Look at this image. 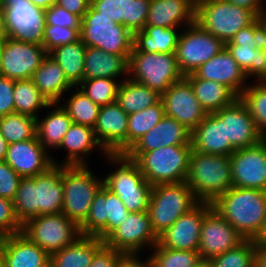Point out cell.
<instances>
[{
	"instance_id": "obj_38",
	"label": "cell",
	"mask_w": 266,
	"mask_h": 267,
	"mask_svg": "<svg viewBox=\"0 0 266 267\" xmlns=\"http://www.w3.org/2000/svg\"><path fill=\"white\" fill-rule=\"evenodd\" d=\"M160 100V95L145 84L130 78L120 81L116 102L129 115L144 110Z\"/></svg>"
},
{
	"instance_id": "obj_65",
	"label": "cell",
	"mask_w": 266,
	"mask_h": 267,
	"mask_svg": "<svg viewBox=\"0 0 266 267\" xmlns=\"http://www.w3.org/2000/svg\"><path fill=\"white\" fill-rule=\"evenodd\" d=\"M3 48H4V39H0V75L2 67Z\"/></svg>"
},
{
	"instance_id": "obj_54",
	"label": "cell",
	"mask_w": 266,
	"mask_h": 267,
	"mask_svg": "<svg viewBox=\"0 0 266 267\" xmlns=\"http://www.w3.org/2000/svg\"><path fill=\"white\" fill-rule=\"evenodd\" d=\"M123 252L117 251L104 244L94 255L89 267H116L118 261L124 256Z\"/></svg>"
},
{
	"instance_id": "obj_24",
	"label": "cell",
	"mask_w": 266,
	"mask_h": 267,
	"mask_svg": "<svg viewBox=\"0 0 266 267\" xmlns=\"http://www.w3.org/2000/svg\"><path fill=\"white\" fill-rule=\"evenodd\" d=\"M196 78L224 84L238 97L247 87L246 75L225 47L213 58L202 64L194 73Z\"/></svg>"
},
{
	"instance_id": "obj_63",
	"label": "cell",
	"mask_w": 266,
	"mask_h": 267,
	"mask_svg": "<svg viewBox=\"0 0 266 267\" xmlns=\"http://www.w3.org/2000/svg\"><path fill=\"white\" fill-rule=\"evenodd\" d=\"M5 236L0 234V267L4 264Z\"/></svg>"
},
{
	"instance_id": "obj_23",
	"label": "cell",
	"mask_w": 266,
	"mask_h": 267,
	"mask_svg": "<svg viewBox=\"0 0 266 267\" xmlns=\"http://www.w3.org/2000/svg\"><path fill=\"white\" fill-rule=\"evenodd\" d=\"M215 113L225 121L226 141L235 150L255 145L264 138L240 98Z\"/></svg>"
},
{
	"instance_id": "obj_12",
	"label": "cell",
	"mask_w": 266,
	"mask_h": 267,
	"mask_svg": "<svg viewBox=\"0 0 266 267\" xmlns=\"http://www.w3.org/2000/svg\"><path fill=\"white\" fill-rule=\"evenodd\" d=\"M180 33L175 57L180 72L186 76L194 73L202 64L225 48V43L204 30L198 23L186 26Z\"/></svg>"
},
{
	"instance_id": "obj_55",
	"label": "cell",
	"mask_w": 266,
	"mask_h": 267,
	"mask_svg": "<svg viewBox=\"0 0 266 267\" xmlns=\"http://www.w3.org/2000/svg\"><path fill=\"white\" fill-rule=\"evenodd\" d=\"M56 4L82 19L91 5V0H56Z\"/></svg>"
},
{
	"instance_id": "obj_50",
	"label": "cell",
	"mask_w": 266,
	"mask_h": 267,
	"mask_svg": "<svg viewBox=\"0 0 266 267\" xmlns=\"http://www.w3.org/2000/svg\"><path fill=\"white\" fill-rule=\"evenodd\" d=\"M45 21V26L81 29L82 19L55 3L45 10Z\"/></svg>"
},
{
	"instance_id": "obj_42",
	"label": "cell",
	"mask_w": 266,
	"mask_h": 267,
	"mask_svg": "<svg viewBox=\"0 0 266 267\" xmlns=\"http://www.w3.org/2000/svg\"><path fill=\"white\" fill-rule=\"evenodd\" d=\"M0 133L8 144L33 139L36 137V118L16 112L1 116Z\"/></svg>"
},
{
	"instance_id": "obj_6",
	"label": "cell",
	"mask_w": 266,
	"mask_h": 267,
	"mask_svg": "<svg viewBox=\"0 0 266 267\" xmlns=\"http://www.w3.org/2000/svg\"><path fill=\"white\" fill-rule=\"evenodd\" d=\"M199 202L186 182L153 185L147 212L155 235L159 237Z\"/></svg>"
},
{
	"instance_id": "obj_43",
	"label": "cell",
	"mask_w": 266,
	"mask_h": 267,
	"mask_svg": "<svg viewBox=\"0 0 266 267\" xmlns=\"http://www.w3.org/2000/svg\"><path fill=\"white\" fill-rule=\"evenodd\" d=\"M154 252L148 258L150 267H196L203 259L200 252L161 247L156 244Z\"/></svg>"
},
{
	"instance_id": "obj_57",
	"label": "cell",
	"mask_w": 266,
	"mask_h": 267,
	"mask_svg": "<svg viewBox=\"0 0 266 267\" xmlns=\"http://www.w3.org/2000/svg\"><path fill=\"white\" fill-rule=\"evenodd\" d=\"M233 5L252 10L257 16L264 10L262 0H228Z\"/></svg>"
},
{
	"instance_id": "obj_46",
	"label": "cell",
	"mask_w": 266,
	"mask_h": 267,
	"mask_svg": "<svg viewBox=\"0 0 266 267\" xmlns=\"http://www.w3.org/2000/svg\"><path fill=\"white\" fill-rule=\"evenodd\" d=\"M258 245L252 239H245L237 247L209 259L210 267H255Z\"/></svg>"
},
{
	"instance_id": "obj_17",
	"label": "cell",
	"mask_w": 266,
	"mask_h": 267,
	"mask_svg": "<svg viewBox=\"0 0 266 267\" xmlns=\"http://www.w3.org/2000/svg\"><path fill=\"white\" fill-rule=\"evenodd\" d=\"M245 238L214 208L203 219L198 251L203 261L237 247Z\"/></svg>"
},
{
	"instance_id": "obj_31",
	"label": "cell",
	"mask_w": 266,
	"mask_h": 267,
	"mask_svg": "<svg viewBox=\"0 0 266 267\" xmlns=\"http://www.w3.org/2000/svg\"><path fill=\"white\" fill-rule=\"evenodd\" d=\"M40 93L50 102L58 104L68 89L75 88L66 78L59 64L49 55L45 57L31 78Z\"/></svg>"
},
{
	"instance_id": "obj_9",
	"label": "cell",
	"mask_w": 266,
	"mask_h": 267,
	"mask_svg": "<svg viewBox=\"0 0 266 267\" xmlns=\"http://www.w3.org/2000/svg\"><path fill=\"white\" fill-rule=\"evenodd\" d=\"M80 39L87 47L116 54L130 55L133 50L134 34L112 18L101 16L91 5L81 21Z\"/></svg>"
},
{
	"instance_id": "obj_11",
	"label": "cell",
	"mask_w": 266,
	"mask_h": 267,
	"mask_svg": "<svg viewBox=\"0 0 266 267\" xmlns=\"http://www.w3.org/2000/svg\"><path fill=\"white\" fill-rule=\"evenodd\" d=\"M22 233L49 255L72 244L81 236L79 226L63 213L34 217L23 224Z\"/></svg>"
},
{
	"instance_id": "obj_39",
	"label": "cell",
	"mask_w": 266,
	"mask_h": 267,
	"mask_svg": "<svg viewBox=\"0 0 266 267\" xmlns=\"http://www.w3.org/2000/svg\"><path fill=\"white\" fill-rule=\"evenodd\" d=\"M14 112L38 118V111L55 107L38 90L32 79L14 81Z\"/></svg>"
},
{
	"instance_id": "obj_1",
	"label": "cell",
	"mask_w": 266,
	"mask_h": 267,
	"mask_svg": "<svg viewBox=\"0 0 266 267\" xmlns=\"http://www.w3.org/2000/svg\"><path fill=\"white\" fill-rule=\"evenodd\" d=\"M13 205L22 225L39 215L61 213L62 165H53L35 177L21 178Z\"/></svg>"
},
{
	"instance_id": "obj_29",
	"label": "cell",
	"mask_w": 266,
	"mask_h": 267,
	"mask_svg": "<svg viewBox=\"0 0 266 267\" xmlns=\"http://www.w3.org/2000/svg\"><path fill=\"white\" fill-rule=\"evenodd\" d=\"M50 255L22 232L5 236L3 267H43Z\"/></svg>"
},
{
	"instance_id": "obj_35",
	"label": "cell",
	"mask_w": 266,
	"mask_h": 267,
	"mask_svg": "<svg viewBox=\"0 0 266 267\" xmlns=\"http://www.w3.org/2000/svg\"><path fill=\"white\" fill-rule=\"evenodd\" d=\"M179 28L145 26L134 33L132 52L175 53Z\"/></svg>"
},
{
	"instance_id": "obj_16",
	"label": "cell",
	"mask_w": 266,
	"mask_h": 267,
	"mask_svg": "<svg viewBox=\"0 0 266 267\" xmlns=\"http://www.w3.org/2000/svg\"><path fill=\"white\" fill-rule=\"evenodd\" d=\"M108 247L124 254H138L145 246L150 248L158 243L152 230L148 212H129L124 223L104 241Z\"/></svg>"
},
{
	"instance_id": "obj_51",
	"label": "cell",
	"mask_w": 266,
	"mask_h": 267,
	"mask_svg": "<svg viewBox=\"0 0 266 267\" xmlns=\"http://www.w3.org/2000/svg\"><path fill=\"white\" fill-rule=\"evenodd\" d=\"M23 225L18 220L13 200L0 197V234L11 235L22 232Z\"/></svg>"
},
{
	"instance_id": "obj_48",
	"label": "cell",
	"mask_w": 266,
	"mask_h": 267,
	"mask_svg": "<svg viewBox=\"0 0 266 267\" xmlns=\"http://www.w3.org/2000/svg\"><path fill=\"white\" fill-rule=\"evenodd\" d=\"M80 31L81 29L61 26H45L42 46L49 53L57 47L78 41Z\"/></svg>"
},
{
	"instance_id": "obj_33",
	"label": "cell",
	"mask_w": 266,
	"mask_h": 267,
	"mask_svg": "<svg viewBox=\"0 0 266 267\" xmlns=\"http://www.w3.org/2000/svg\"><path fill=\"white\" fill-rule=\"evenodd\" d=\"M184 77L190 82L196 99L207 114L215 113L218 110L231 105L237 98H239L224 84L196 78L193 74H188Z\"/></svg>"
},
{
	"instance_id": "obj_32",
	"label": "cell",
	"mask_w": 266,
	"mask_h": 267,
	"mask_svg": "<svg viewBox=\"0 0 266 267\" xmlns=\"http://www.w3.org/2000/svg\"><path fill=\"white\" fill-rule=\"evenodd\" d=\"M129 55H116L96 47H87L85 53L84 80L112 78L127 75Z\"/></svg>"
},
{
	"instance_id": "obj_8",
	"label": "cell",
	"mask_w": 266,
	"mask_h": 267,
	"mask_svg": "<svg viewBox=\"0 0 266 267\" xmlns=\"http://www.w3.org/2000/svg\"><path fill=\"white\" fill-rule=\"evenodd\" d=\"M257 17L252 10L233 5L228 0H196L195 22L224 43Z\"/></svg>"
},
{
	"instance_id": "obj_37",
	"label": "cell",
	"mask_w": 266,
	"mask_h": 267,
	"mask_svg": "<svg viewBox=\"0 0 266 267\" xmlns=\"http://www.w3.org/2000/svg\"><path fill=\"white\" fill-rule=\"evenodd\" d=\"M72 123V119L62 106H56L43 119L40 120L39 117L36 119L38 141L46 150L49 147L59 148Z\"/></svg>"
},
{
	"instance_id": "obj_67",
	"label": "cell",
	"mask_w": 266,
	"mask_h": 267,
	"mask_svg": "<svg viewBox=\"0 0 266 267\" xmlns=\"http://www.w3.org/2000/svg\"><path fill=\"white\" fill-rule=\"evenodd\" d=\"M196 267H210L209 266V264H208V262L207 261H203V262H201L198 266H196Z\"/></svg>"
},
{
	"instance_id": "obj_40",
	"label": "cell",
	"mask_w": 266,
	"mask_h": 267,
	"mask_svg": "<svg viewBox=\"0 0 266 267\" xmlns=\"http://www.w3.org/2000/svg\"><path fill=\"white\" fill-rule=\"evenodd\" d=\"M239 67L245 73L247 79L256 77L257 81L266 82V51L251 46H238L233 43H225Z\"/></svg>"
},
{
	"instance_id": "obj_22",
	"label": "cell",
	"mask_w": 266,
	"mask_h": 267,
	"mask_svg": "<svg viewBox=\"0 0 266 267\" xmlns=\"http://www.w3.org/2000/svg\"><path fill=\"white\" fill-rule=\"evenodd\" d=\"M50 155L36 136L27 141L9 144L4 161L21 178H28L45 173L53 165H60Z\"/></svg>"
},
{
	"instance_id": "obj_15",
	"label": "cell",
	"mask_w": 266,
	"mask_h": 267,
	"mask_svg": "<svg viewBox=\"0 0 266 267\" xmlns=\"http://www.w3.org/2000/svg\"><path fill=\"white\" fill-rule=\"evenodd\" d=\"M232 186L266 191V137L230 155Z\"/></svg>"
},
{
	"instance_id": "obj_41",
	"label": "cell",
	"mask_w": 266,
	"mask_h": 267,
	"mask_svg": "<svg viewBox=\"0 0 266 267\" xmlns=\"http://www.w3.org/2000/svg\"><path fill=\"white\" fill-rule=\"evenodd\" d=\"M165 116L164 107L159 100L156 104L128 115L127 151L137 140L152 129Z\"/></svg>"
},
{
	"instance_id": "obj_28",
	"label": "cell",
	"mask_w": 266,
	"mask_h": 267,
	"mask_svg": "<svg viewBox=\"0 0 266 267\" xmlns=\"http://www.w3.org/2000/svg\"><path fill=\"white\" fill-rule=\"evenodd\" d=\"M196 0H151L145 26L179 28L195 22Z\"/></svg>"
},
{
	"instance_id": "obj_52",
	"label": "cell",
	"mask_w": 266,
	"mask_h": 267,
	"mask_svg": "<svg viewBox=\"0 0 266 267\" xmlns=\"http://www.w3.org/2000/svg\"><path fill=\"white\" fill-rule=\"evenodd\" d=\"M21 177L5 161H0V197L13 200Z\"/></svg>"
},
{
	"instance_id": "obj_34",
	"label": "cell",
	"mask_w": 266,
	"mask_h": 267,
	"mask_svg": "<svg viewBox=\"0 0 266 267\" xmlns=\"http://www.w3.org/2000/svg\"><path fill=\"white\" fill-rule=\"evenodd\" d=\"M105 244L96 236L81 235L72 244L50 255L56 267H89L95 253Z\"/></svg>"
},
{
	"instance_id": "obj_21",
	"label": "cell",
	"mask_w": 266,
	"mask_h": 267,
	"mask_svg": "<svg viewBox=\"0 0 266 267\" xmlns=\"http://www.w3.org/2000/svg\"><path fill=\"white\" fill-rule=\"evenodd\" d=\"M94 134L108 154L127 152L128 114L115 101L101 106Z\"/></svg>"
},
{
	"instance_id": "obj_27",
	"label": "cell",
	"mask_w": 266,
	"mask_h": 267,
	"mask_svg": "<svg viewBox=\"0 0 266 267\" xmlns=\"http://www.w3.org/2000/svg\"><path fill=\"white\" fill-rule=\"evenodd\" d=\"M194 151L230 156L235 149L230 141H226L225 121L216 113H209L191 133Z\"/></svg>"
},
{
	"instance_id": "obj_14",
	"label": "cell",
	"mask_w": 266,
	"mask_h": 267,
	"mask_svg": "<svg viewBox=\"0 0 266 267\" xmlns=\"http://www.w3.org/2000/svg\"><path fill=\"white\" fill-rule=\"evenodd\" d=\"M128 214L122 200L103 185L95 195L85 221L79 226L81 235L96 236L105 241L124 223Z\"/></svg>"
},
{
	"instance_id": "obj_10",
	"label": "cell",
	"mask_w": 266,
	"mask_h": 267,
	"mask_svg": "<svg viewBox=\"0 0 266 267\" xmlns=\"http://www.w3.org/2000/svg\"><path fill=\"white\" fill-rule=\"evenodd\" d=\"M127 78L145 84L162 95L181 80L175 53L132 52L128 57Z\"/></svg>"
},
{
	"instance_id": "obj_61",
	"label": "cell",
	"mask_w": 266,
	"mask_h": 267,
	"mask_svg": "<svg viewBox=\"0 0 266 267\" xmlns=\"http://www.w3.org/2000/svg\"><path fill=\"white\" fill-rule=\"evenodd\" d=\"M254 241L258 245V247H266V220L262 231Z\"/></svg>"
},
{
	"instance_id": "obj_64",
	"label": "cell",
	"mask_w": 266,
	"mask_h": 267,
	"mask_svg": "<svg viewBox=\"0 0 266 267\" xmlns=\"http://www.w3.org/2000/svg\"><path fill=\"white\" fill-rule=\"evenodd\" d=\"M260 25L264 28L265 32H266V10L264 8V10L258 15L257 17ZM264 50L266 51V46L264 48Z\"/></svg>"
},
{
	"instance_id": "obj_7",
	"label": "cell",
	"mask_w": 266,
	"mask_h": 267,
	"mask_svg": "<svg viewBox=\"0 0 266 267\" xmlns=\"http://www.w3.org/2000/svg\"><path fill=\"white\" fill-rule=\"evenodd\" d=\"M63 208L61 213L80 226L86 219L93 199L104 185L88 165H62Z\"/></svg>"
},
{
	"instance_id": "obj_2",
	"label": "cell",
	"mask_w": 266,
	"mask_h": 267,
	"mask_svg": "<svg viewBox=\"0 0 266 267\" xmlns=\"http://www.w3.org/2000/svg\"><path fill=\"white\" fill-rule=\"evenodd\" d=\"M211 204L245 239L255 240L262 231L266 191L232 186Z\"/></svg>"
},
{
	"instance_id": "obj_30",
	"label": "cell",
	"mask_w": 266,
	"mask_h": 267,
	"mask_svg": "<svg viewBox=\"0 0 266 267\" xmlns=\"http://www.w3.org/2000/svg\"><path fill=\"white\" fill-rule=\"evenodd\" d=\"M96 146L101 150V153H104V157H106L108 153L101 147L96 139L94 129L81 124L72 123L58 148H65V150L68 151L64 163L62 162L60 165H87L88 163L85 161L84 157L90 154Z\"/></svg>"
},
{
	"instance_id": "obj_49",
	"label": "cell",
	"mask_w": 266,
	"mask_h": 267,
	"mask_svg": "<svg viewBox=\"0 0 266 267\" xmlns=\"http://www.w3.org/2000/svg\"><path fill=\"white\" fill-rule=\"evenodd\" d=\"M226 43H233L234 45L251 46L256 49H264L266 46V32L260 25L258 19L252 24L239 30L230 41Z\"/></svg>"
},
{
	"instance_id": "obj_19",
	"label": "cell",
	"mask_w": 266,
	"mask_h": 267,
	"mask_svg": "<svg viewBox=\"0 0 266 267\" xmlns=\"http://www.w3.org/2000/svg\"><path fill=\"white\" fill-rule=\"evenodd\" d=\"M160 100L165 115L172 117L191 131L207 116L196 99L190 82L185 77L172 84L160 95Z\"/></svg>"
},
{
	"instance_id": "obj_25",
	"label": "cell",
	"mask_w": 266,
	"mask_h": 267,
	"mask_svg": "<svg viewBox=\"0 0 266 267\" xmlns=\"http://www.w3.org/2000/svg\"><path fill=\"white\" fill-rule=\"evenodd\" d=\"M191 133L185 125L164 116L152 129L140 137L126 153H145L162 146L192 145Z\"/></svg>"
},
{
	"instance_id": "obj_5",
	"label": "cell",
	"mask_w": 266,
	"mask_h": 267,
	"mask_svg": "<svg viewBox=\"0 0 266 267\" xmlns=\"http://www.w3.org/2000/svg\"><path fill=\"white\" fill-rule=\"evenodd\" d=\"M107 160L119 166L103 179L104 186L116 194L129 212L148 210L152 185L144 178L138 164L125 154H107Z\"/></svg>"
},
{
	"instance_id": "obj_26",
	"label": "cell",
	"mask_w": 266,
	"mask_h": 267,
	"mask_svg": "<svg viewBox=\"0 0 266 267\" xmlns=\"http://www.w3.org/2000/svg\"><path fill=\"white\" fill-rule=\"evenodd\" d=\"M151 0H91V6L115 23L124 25L133 34L143 30Z\"/></svg>"
},
{
	"instance_id": "obj_47",
	"label": "cell",
	"mask_w": 266,
	"mask_h": 267,
	"mask_svg": "<svg viewBox=\"0 0 266 267\" xmlns=\"http://www.w3.org/2000/svg\"><path fill=\"white\" fill-rule=\"evenodd\" d=\"M119 85L112 78H93L83 80L78 88L94 103L104 106L116 101Z\"/></svg>"
},
{
	"instance_id": "obj_3",
	"label": "cell",
	"mask_w": 266,
	"mask_h": 267,
	"mask_svg": "<svg viewBox=\"0 0 266 267\" xmlns=\"http://www.w3.org/2000/svg\"><path fill=\"white\" fill-rule=\"evenodd\" d=\"M185 182L200 202L212 203L232 187L230 156L203 154L192 149Z\"/></svg>"
},
{
	"instance_id": "obj_66",
	"label": "cell",
	"mask_w": 266,
	"mask_h": 267,
	"mask_svg": "<svg viewBox=\"0 0 266 267\" xmlns=\"http://www.w3.org/2000/svg\"><path fill=\"white\" fill-rule=\"evenodd\" d=\"M43 267H56V265L52 262L51 259H49Z\"/></svg>"
},
{
	"instance_id": "obj_53",
	"label": "cell",
	"mask_w": 266,
	"mask_h": 267,
	"mask_svg": "<svg viewBox=\"0 0 266 267\" xmlns=\"http://www.w3.org/2000/svg\"><path fill=\"white\" fill-rule=\"evenodd\" d=\"M14 80L0 75V117L14 113Z\"/></svg>"
},
{
	"instance_id": "obj_56",
	"label": "cell",
	"mask_w": 266,
	"mask_h": 267,
	"mask_svg": "<svg viewBox=\"0 0 266 267\" xmlns=\"http://www.w3.org/2000/svg\"><path fill=\"white\" fill-rule=\"evenodd\" d=\"M116 267H150L149 259L141 261L138 254H125L117 263Z\"/></svg>"
},
{
	"instance_id": "obj_59",
	"label": "cell",
	"mask_w": 266,
	"mask_h": 267,
	"mask_svg": "<svg viewBox=\"0 0 266 267\" xmlns=\"http://www.w3.org/2000/svg\"><path fill=\"white\" fill-rule=\"evenodd\" d=\"M7 30H6V25H5V15L3 8L0 6V39H5L7 38Z\"/></svg>"
},
{
	"instance_id": "obj_36",
	"label": "cell",
	"mask_w": 266,
	"mask_h": 267,
	"mask_svg": "<svg viewBox=\"0 0 266 267\" xmlns=\"http://www.w3.org/2000/svg\"><path fill=\"white\" fill-rule=\"evenodd\" d=\"M86 48L87 46L79 39L74 43L57 47L48 53L59 64L67 80L74 87H78L84 80Z\"/></svg>"
},
{
	"instance_id": "obj_13",
	"label": "cell",
	"mask_w": 266,
	"mask_h": 267,
	"mask_svg": "<svg viewBox=\"0 0 266 267\" xmlns=\"http://www.w3.org/2000/svg\"><path fill=\"white\" fill-rule=\"evenodd\" d=\"M9 38L41 45L46 25L45 10L30 0H0Z\"/></svg>"
},
{
	"instance_id": "obj_58",
	"label": "cell",
	"mask_w": 266,
	"mask_h": 267,
	"mask_svg": "<svg viewBox=\"0 0 266 267\" xmlns=\"http://www.w3.org/2000/svg\"><path fill=\"white\" fill-rule=\"evenodd\" d=\"M255 267H266V247L257 248Z\"/></svg>"
},
{
	"instance_id": "obj_18",
	"label": "cell",
	"mask_w": 266,
	"mask_h": 267,
	"mask_svg": "<svg viewBox=\"0 0 266 267\" xmlns=\"http://www.w3.org/2000/svg\"><path fill=\"white\" fill-rule=\"evenodd\" d=\"M47 55L41 45L7 37L4 39L1 75L14 81L31 79Z\"/></svg>"
},
{
	"instance_id": "obj_20",
	"label": "cell",
	"mask_w": 266,
	"mask_h": 267,
	"mask_svg": "<svg viewBox=\"0 0 266 267\" xmlns=\"http://www.w3.org/2000/svg\"><path fill=\"white\" fill-rule=\"evenodd\" d=\"M210 202H199L181 215L158 237V245L178 250L197 251L204 216L212 209Z\"/></svg>"
},
{
	"instance_id": "obj_44",
	"label": "cell",
	"mask_w": 266,
	"mask_h": 267,
	"mask_svg": "<svg viewBox=\"0 0 266 267\" xmlns=\"http://www.w3.org/2000/svg\"><path fill=\"white\" fill-rule=\"evenodd\" d=\"M65 101L62 108L73 123L94 128L101 106L94 103L80 89H76V92Z\"/></svg>"
},
{
	"instance_id": "obj_45",
	"label": "cell",
	"mask_w": 266,
	"mask_h": 267,
	"mask_svg": "<svg viewBox=\"0 0 266 267\" xmlns=\"http://www.w3.org/2000/svg\"><path fill=\"white\" fill-rule=\"evenodd\" d=\"M239 98L251 114L257 130L266 137V82L248 85Z\"/></svg>"
},
{
	"instance_id": "obj_60",
	"label": "cell",
	"mask_w": 266,
	"mask_h": 267,
	"mask_svg": "<svg viewBox=\"0 0 266 267\" xmlns=\"http://www.w3.org/2000/svg\"><path fill=\"white\" fill-rule=\"evenodd\" d=\"M8 142L0 133V161H4L8 150Z\"/></svg>"
},
{
	"instance_id": "obj_62",
	"label": "cell",
	"mask_w": 266,
	"mask_h": 267,
	"mask_svg": "<svg viewBox=\"0 0 266 267\" xmlns=\"http://www.w3.org/2000/svg\"><path fill=\"white\" fill-rule=\"evenodd\" d=\"M36 7L46 10L56 3V0H30Z\"/></svg>"
},
{
	"instance_id": "obj_4",
	"label": "cell",
	"mask_w": 266,
	"mask_h": 267,
	"mask_svg": "<svg viewBox=\"0 0 266 267\" xmlns=\"http://www.w3.org/2000/svg\"><path fill=\"white\" fill-rule=\"evenodd\" d=\"M192 145L162 146L145 153H125L134 160L152 186L185 182Z\"/></svg>"
}]
</instances>
